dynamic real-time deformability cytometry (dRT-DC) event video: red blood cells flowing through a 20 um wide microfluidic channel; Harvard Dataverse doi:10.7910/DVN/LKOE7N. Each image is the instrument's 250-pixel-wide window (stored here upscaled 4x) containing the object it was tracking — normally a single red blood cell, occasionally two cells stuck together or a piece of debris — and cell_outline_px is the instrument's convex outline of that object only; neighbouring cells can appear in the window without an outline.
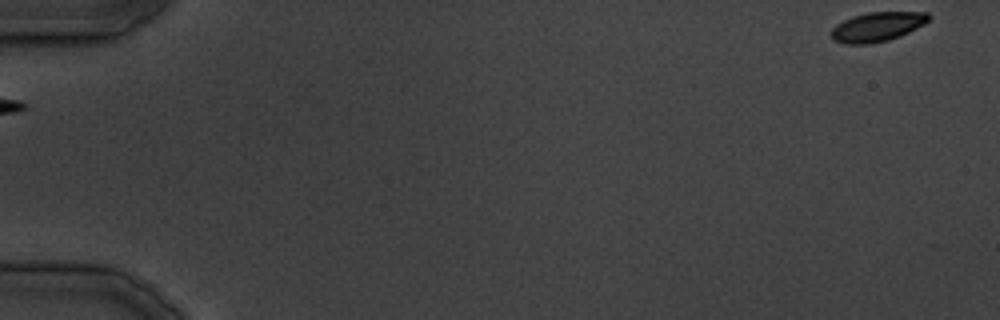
{"species": "common noctule bat (a hibernating species)", "species_latin": "Nyctalus noctula", "temperature_condition": "cold", "stored_images_in_passage": 7, "camera_frame_rate_fps": 3000, "um_per_image_px": 0.085, "animal": {"sex": "male", "body_mass_g": 19.5, "forearm_length_mm": 54.6}, "frame": {"image": 1, "passage_image": 1, "time_ms": 0.0, "image_size_px": [1000, 320], "cell_outline_px": [[932, 16], [924, 24], [900, 36], [888, 40], [868, 44], [844, 44], [832, 40], [832, 28], [836, 24], [852, 16], [868, 12], [928, 12]], "centroid_in_image_um": [74.56, 2.27], "position_along_channel_um": 10.4, "area_um2": 16.7}}